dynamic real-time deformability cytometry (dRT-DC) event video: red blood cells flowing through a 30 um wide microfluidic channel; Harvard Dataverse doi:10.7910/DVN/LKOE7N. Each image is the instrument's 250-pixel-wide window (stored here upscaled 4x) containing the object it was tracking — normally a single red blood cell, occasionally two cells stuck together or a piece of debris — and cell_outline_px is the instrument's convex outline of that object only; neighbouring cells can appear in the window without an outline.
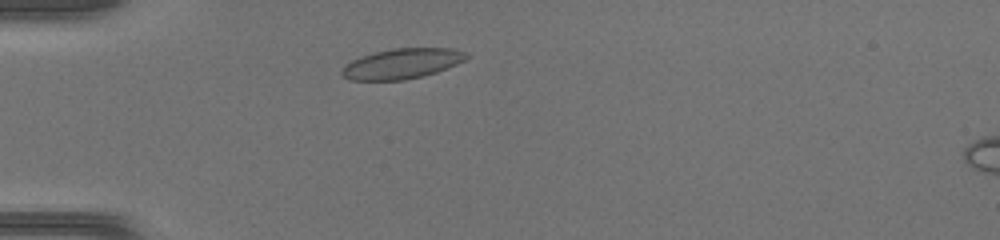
{"species": "common noctule bat (a hibernating species)", "species_latin": "Nyctalus noctula", "temperature_condition": "warm", "stored_images_in_passage": 38, "camera_frame_rate_fps": 3000, "um_per_image_px": 0.085, "animal": {"sex": "female", "body_mass_g": 17.0, "forearm_length_mm": 48.0}, "frame": {"image": 1, "passage_image": 5, "time_ms": 1.333, "image_size_px": [1000, 240], "cell_outline_px": [[468, 56], [464, 60], [456, 64], [436, 72], [404, 80], [348, 80], [340, 72], [344, 64], [360, 56], [392, 48], [452, 48], [464, 52]], "centroid_in_image_um": [34.11, 5.41], "position_along_channel_um": 50.9, "area_um2": 21.79}}
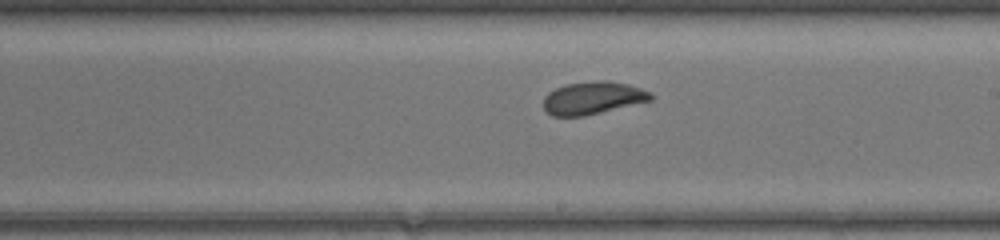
{"frame": {"image": 2, "passage_image": 19, "time_ms": 6.0, "image_size_px": [1000, 240], "cell_outline_px": [[652, 100], [584, 116], [552, 116], [544, 108], [544, 96], [548, 92], [564, 84], [596, 80], [608, 80], [628, 84], [652, 92]], "centroid_in_image_um": [50.38, 8.31], "position_along_channel_um": 238.6, "area_um2": 20.46}}
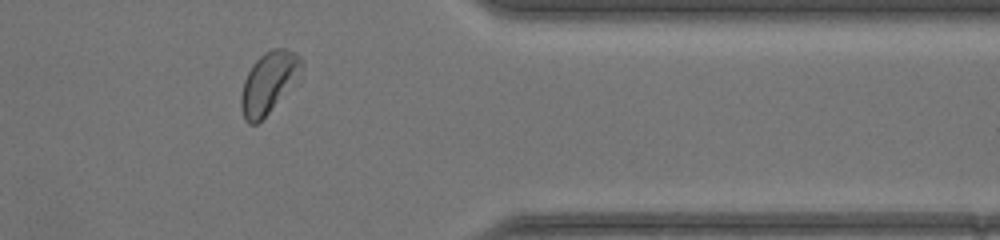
{"frame": {"image": 3, "passage_image": 30, "time_ms": 9.667, "image_size_px": [1000, 240], "cell_outline_px": [[304, 64], [268, 112], [256, 124], [248, 124], [244, 120], [240, 108], [240, 96], [244, 80], [252, 64], [264, 52], [272, 48], [284, 48], [296, 52], [304, 60]], "centroid_in_image_um": [22.76, 6.98], "position_along_channel_um": 388.6, "area_um2": 20.75}}